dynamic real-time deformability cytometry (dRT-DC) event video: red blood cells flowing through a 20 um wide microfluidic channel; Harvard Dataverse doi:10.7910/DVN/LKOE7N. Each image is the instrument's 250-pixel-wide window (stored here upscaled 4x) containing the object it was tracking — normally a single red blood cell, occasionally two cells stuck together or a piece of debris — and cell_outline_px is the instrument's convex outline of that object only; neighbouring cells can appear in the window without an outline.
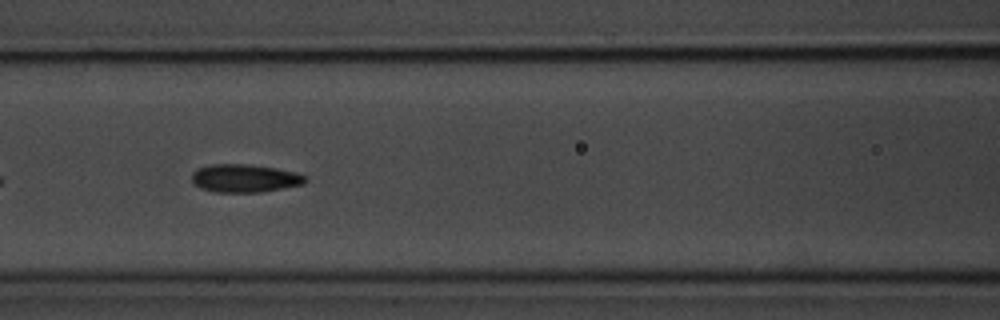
{"species": "common noctule bat (a hibernating species)", "species_latin": "Nyctalus noctula", "temperature_condition": "room temperature", "stored_images_in_passage": 19, "camera_frame_rate_fps": 3000, "um_per_image_px": 0.085, "animal": {"sex": "male", "body_mass_g": 20.1, "forearm_length_mm": 53.5}, "frame": {"image": 1, "passage_image": 9, "time_ms": 2.667, "image_size_px": [1000, 320], "cell_outline_px": [[308, 180], [304, 184], [260, 192], [212, 192], [200, 188], [192, 180], [192, 172], [200, 168], [212, 164], [248, 164], [276, 168], [300, 172], [308, 176]], "centroid_in_image_um": [20.86, 15.15], "position_along_channel_um": 145.7, "area_um2": 18.73}}
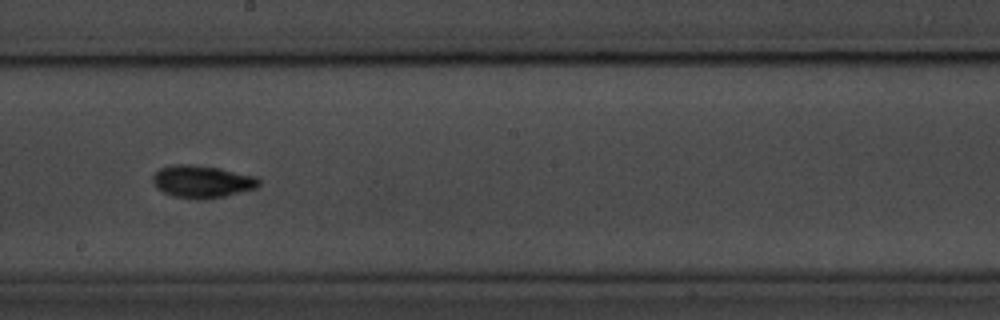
{"frame": {"image": 2, "passage_image": 16, "time_ms": 5.0, "image_size_px": [1000, 320], "cell_outline_px": [[260, 184], [256, 188], [224, 196], [172, 196], [156, 188], [152, 180], [152, 176], [160, 168], [172, 164], [192, 164], [216, 168], [256, 176], [260, 180]], "centroid_in_image_um": [17.15, 15.38], "position_along_channel_um": 231.0, "area_um2": 19.25}}